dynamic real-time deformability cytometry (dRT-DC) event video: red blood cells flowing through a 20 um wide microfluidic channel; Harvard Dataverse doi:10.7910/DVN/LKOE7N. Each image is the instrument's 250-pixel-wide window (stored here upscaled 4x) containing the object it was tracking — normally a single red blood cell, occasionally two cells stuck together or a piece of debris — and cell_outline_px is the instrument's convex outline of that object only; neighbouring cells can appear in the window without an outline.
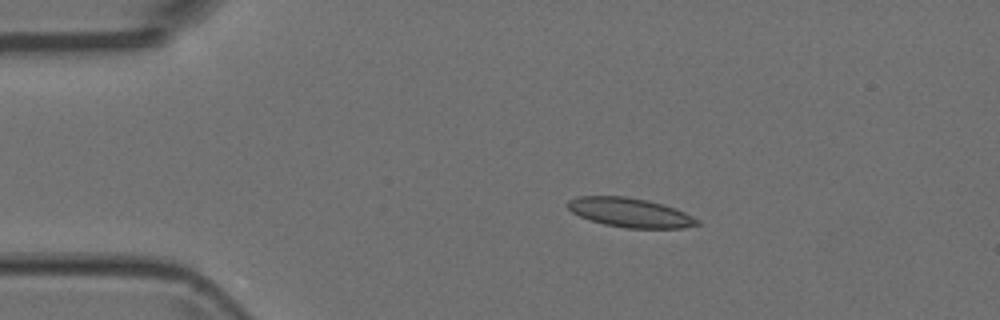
{"species": "Egyptian fruit bat (a non-hibernating species)", "species_latin": "Rousettus aegyptiacus", "temperature_condition": "room temperature", "stored_images_in_passage": 3, "camera_frame_rate_fps": 3000, "um_per_image_px": 0.085, "animal": {"sex": "female"}, "frame": {"image": 1, "passage_image": 1, "time_ms": 0.0, "image_size_px": [1000, 320], "cell_outline_px": [[700, 224], [684, 228], [624, 228], [604, 224], [588, 220], [572, 212], [568, 208], [568, 200], [580, 196], [624, 196], [648, 200], [676, 208], [700, 220]], "centroid_in_image_um": [53.57, 18.07], "position_along_channel_um": 31.4, "area_um2": 22.14}}
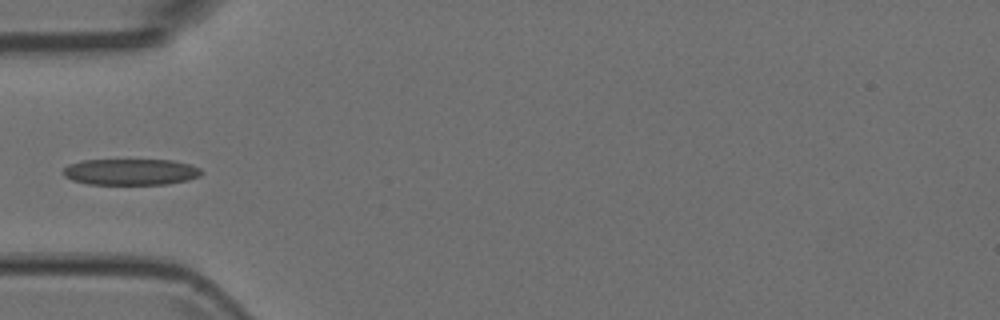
{"frame": {"image": 2, "passage_image": 3, "time_ms": 0.667, "image_size_px": [1000, 320], "cell_outline_px": [[204, 172], [200, 176], [188, 180], [168, 184], [88, 184], [72, 180], [64, 176], [64, 168], [68, 164], [80, 160], [172, 160], [188, 164], [200, 168]], "centroid_in_image_um": [11.11, 14.61], "position_along_channel_um": 73.9, "area_um2": 21.21}}